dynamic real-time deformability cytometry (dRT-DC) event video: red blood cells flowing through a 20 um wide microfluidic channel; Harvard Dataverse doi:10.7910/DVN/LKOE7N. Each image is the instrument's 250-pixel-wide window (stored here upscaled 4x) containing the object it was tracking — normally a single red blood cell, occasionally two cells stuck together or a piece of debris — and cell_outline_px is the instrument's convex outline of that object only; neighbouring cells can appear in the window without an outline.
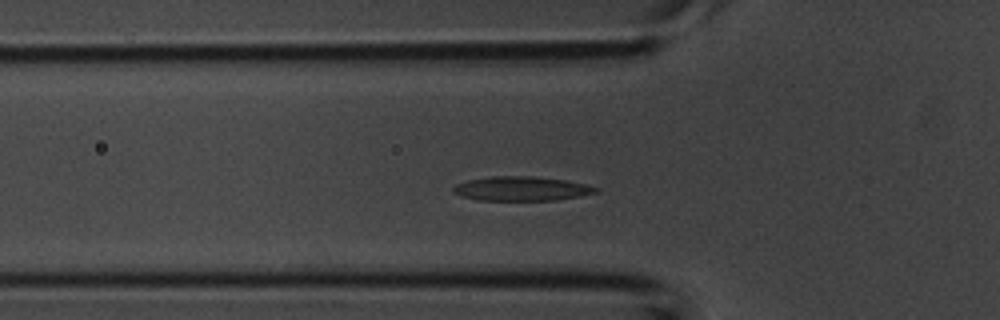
{"species": "common noctule bat (a hibernating species)", "species_latin": "Nyctalus noctula", "temperature_condition": "room temperature", "stored_images_in_passage": 31, "camera_frame_rate_fps": 3000, "um_per_image_px": 0.085, "animal": {"sex": "male", "body_mass_g": 20.1, "forearm_length_mm": 53.5}, "frame": {"image": 1, "passage_image": 4, "time_ms": 1.0, "image_size_px": [1000, 320], "cell_outline_px": [[600, 192], [580, 196], [556, 200], [476, 200], [460, 196], [452, 192], [452, 188], [456, 184], [468, 180], [492, 176], [532, 176], [564, 180], [588, 184], [600, 188]], "centroid_in_image_um": [44.34, 16.04], "position_along_channel_um": 81.5, "area_um2": 20.35}}
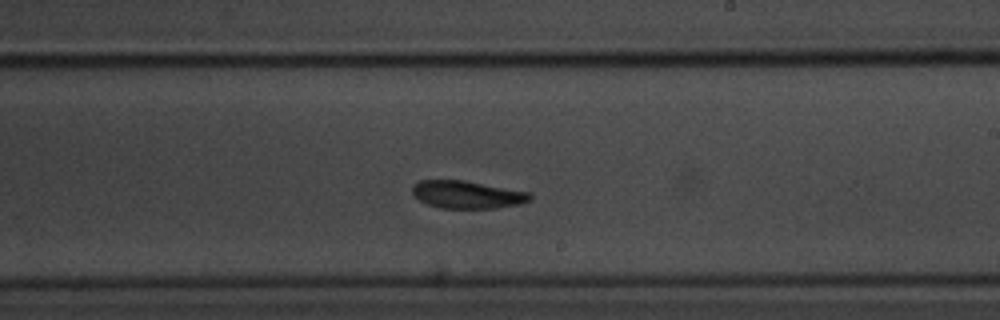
{"frame": {"image": 2, "passage_image": 15, "time_ms": 4.667, "image_size_px": [1000, 320], "cell_outline_px": [[532, 200], [520, 204], [496, 208], [440, 208], [428, 204], [420, 200], [412, 192], [412, 184], [420, 180], [464, 180], [528, 192], [532, 196]], "centroid_in_image_um": [39.7, 16.54], "position_along_channel_um": 249.3, "area_um2": 18.9}}
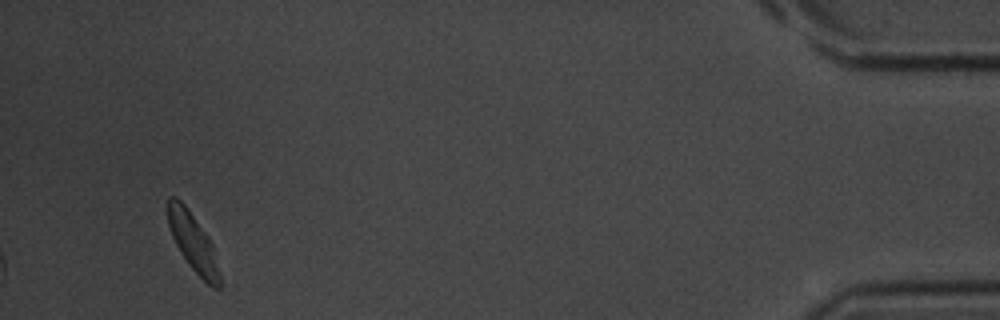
{"frame": {"image": 3, "passage_image": 31, "time_ms": 10.0, "image_size_px": [1000, 320], "cell_outline_px": [[224, 284], [220, 288], [212, 288], [192, 268], [180, 252], [172, 236], [168, 224], [168, 196], [176, 196], [184, 204], [208, 236], [212, 244]], "centroid_in_image_um": [16.45, 20.64], "position_along_channel_um": 418.8, "area_um2": 17.51}}